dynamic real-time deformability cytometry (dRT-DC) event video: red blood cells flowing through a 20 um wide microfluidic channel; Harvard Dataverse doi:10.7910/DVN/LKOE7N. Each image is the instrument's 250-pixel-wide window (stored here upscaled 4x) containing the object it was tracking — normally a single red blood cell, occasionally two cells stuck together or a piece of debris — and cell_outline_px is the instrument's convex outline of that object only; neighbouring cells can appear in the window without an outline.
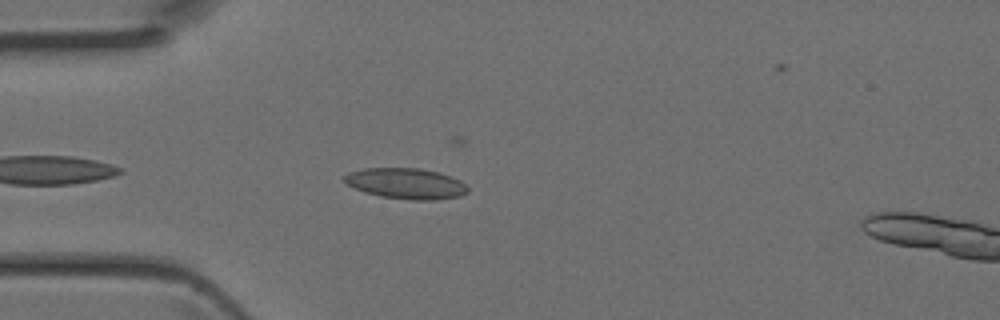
{"species": "Egyptian fruit bat (a non-hibernating species)", "species_latin": "Rousettus aegyptiacus", "temperature_condition": "room temperature", "stored_images_in_passage": 35, "camera_frame_rate_fps": 3000, "um_per_image_px": 0.085, "animal": {"sex": "female"}, "frame": {"image": 1, "passage_image": 3, "time_ms": 0.667, "image_size_px": [1000, 320], "cell_outline_px": [[468, 192], [460, 196], [436, 200], [416, 200], [380, 196], [364, 192], [348, 184], [344, 180], [344, 176], [348, 172], [364, 168], [420, 168], [436, 172], [460, 180], [468, 188]], "centroid_in_image_um": [34.51, 15.6], "position_along_channel_um": 50.5, "area_um2": 21.91}}
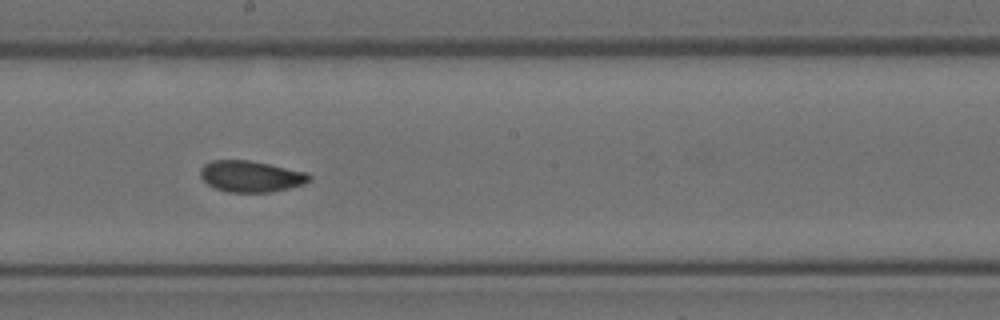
{"frame": {"image": 2, "passage_image": 15, "time_ms": 4.667, "image_size_px": [1000, 320], "cell_outline_px": [[312, 180], [304, 184], [288, 188], [268, 192], [228, 192], [216, 188], [208, 184], [200, 176], [200, 168], [204, 164], [212, 160], [248, 160], [308, 172], [312, 176]], "centroid_in_image_um": [21.34, 14.98], "position_along_channel_um": 226.9, "area_um2": 19.83}}
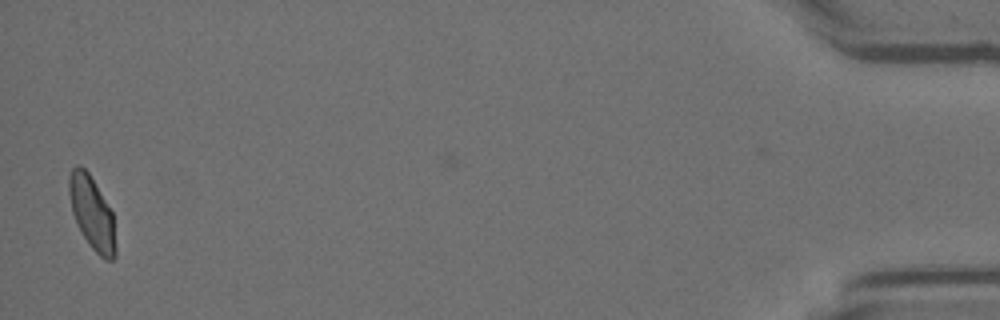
{"frame": {"image": 3, "passage_image": 34, "time_ms": 11.0, "image_size_px": [1000, 320], "cell_outline_px": [[116, 256], [112, 260], [104, 260], [92, 248], [76, 224], [72, 212], [68, 192], [68, 176], [72, 168], [76, 164], [80, 164], [88, 172], [112, 212], [116, 244]], "centroid_in_image_um": [7.8, 18.1], "position_along_channel_um": 427.4, "area_um2": 19.83}}